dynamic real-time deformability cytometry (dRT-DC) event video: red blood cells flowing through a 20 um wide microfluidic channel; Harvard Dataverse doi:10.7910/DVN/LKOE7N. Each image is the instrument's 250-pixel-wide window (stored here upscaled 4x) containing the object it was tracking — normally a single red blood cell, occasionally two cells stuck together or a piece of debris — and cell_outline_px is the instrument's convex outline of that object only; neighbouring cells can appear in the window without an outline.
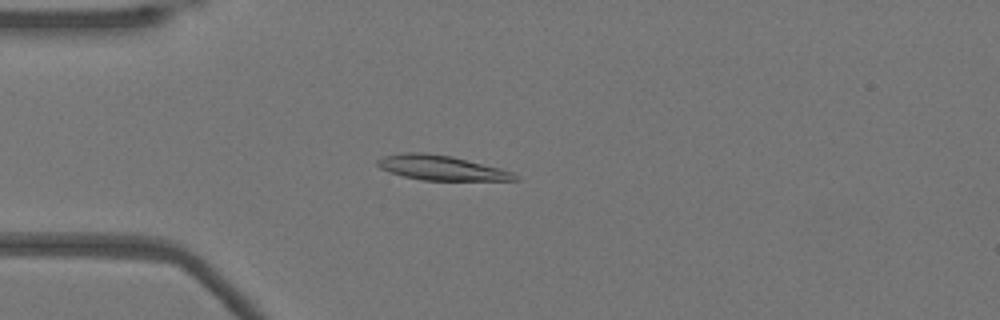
{"species": "Egyptian fruit bat (a non-hibernating species)", "species_latin": "Rousettus aegyptiacus", "temperature_condition": "warm", "stored_images_in_passage": 52, "camera_frame_rate_fps": 3000, "um_per_image_px": 0.085, "animal": {"sex": "female"}, "frame": {"image": 1, "passage_image": 14, "time_ms": 4.333, "image_size_px": [1000, 320], "cell_outline_px": [[520, 180], [420, 180], [388, 172], [380, 168], [376, 164], [376, 160], [384, 156], [404, 152], [424, 152], [452, 156], [500, 168], [512, 172], [520, 176]], "centroid_in_image_um": [37.49, 14.26], "position_along_channel_um": 47.5, "area_um2": 19.88}}
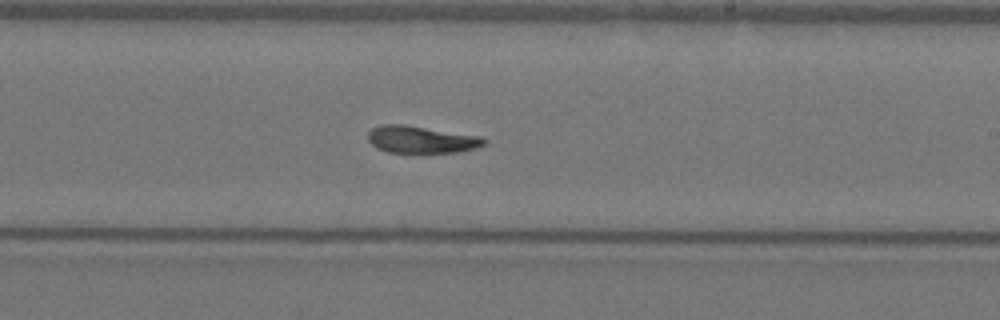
{"frame": {"image": 2, "passage_image": 31, "time_ms": 10.0, "image_size_px": [1000, 320], "cell_outline_px": [[488, 140], [484, 144], [476, 148], [460, 152], [388, 152], [376, 148], [368, 140], [368, 132], [372, 128], [380, 124], [404, 124], [480, 136]], "centroid_in_image_um": [35.79, 11.85], "position_along_channel_um": 253.2, "area_um2": 18.38}}
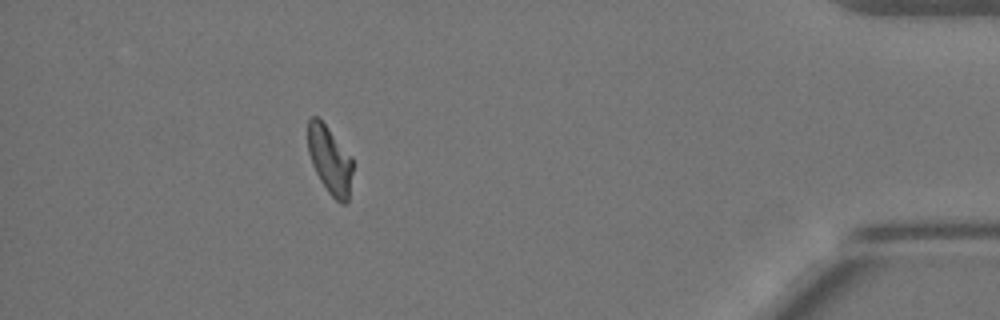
{"frame": {"image": 3, "passage_image": 47, "time_ms": 15.333, "image_size_px": [1000, 320], "cell_outline_px": [[352, 172], [348, 200], [344, 204], [340, 204], [328, 192], [320, 180], [312, 164], [308, 152], [308, 120], [312, 116], [316, 116], [324, 124], [352, 156]], "centroid_in_image_um": [28.03, 13.62], "position_along_channel_um": 407.2, "area_um2": 17.51}, "authors_computed_cell_mechanics": {"area_um2": 19.0162, "velocity_mm_per_s": 3.8787, "shape_relaxation_time_tau1_ms": 9.6799, "shape_relaxation_time_tau2_ms": 8.2477, "deformation_change_tau1": 0.2576, "deformation_change_tau2": 0.109}}